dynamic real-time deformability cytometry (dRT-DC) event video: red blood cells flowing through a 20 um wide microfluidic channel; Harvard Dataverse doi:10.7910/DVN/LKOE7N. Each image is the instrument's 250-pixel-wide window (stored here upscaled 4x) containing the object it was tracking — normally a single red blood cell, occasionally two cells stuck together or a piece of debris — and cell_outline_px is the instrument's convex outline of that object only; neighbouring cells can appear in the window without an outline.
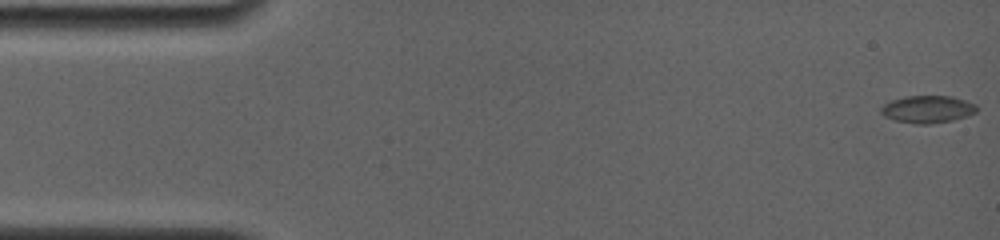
{"species": "common noctule bat (a hibernating species)", "species_latin": "Nyctalus noctula", "temperature_condition": "room temperature", "stored_images_in_passage": 15, "camera_frame_rate_fps": 4000, "um_per_image_px": 0.085, "animal": {"sex": "female", "body_mass_g": 19.0, "forearm_length_mm": 56.7}, "frame": {"image": 1, "passage_image": 1, "time_ms": 0.0, "image_size_px": [1000, 240], "cell_outline_px": [[976, 112], [968, 116], [952, 120], [928, 124], [916, 124], [896, 120], [884, 116], [880, 112], [880, 108], [884, 104], [892, 100], [904, 96], [952, 96], [976, 104]], "centroid_in_image_um": [78.84, 9.28], "position_along_channel_um": 6.2, "area_um2": 15.2}}
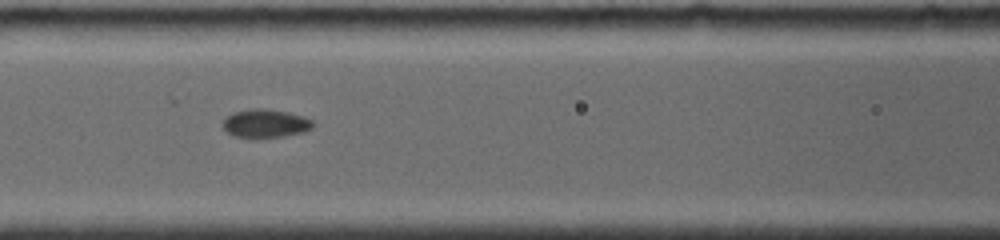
{"frame": {"image": 2, "passage_image": 9, "time_ms": 7.0, "image_size_px": [1000, 240], "cell_outline_px": [[316, 124], [312, 128], [304, 132], [284, 136], [232, 136], [224, 128], [224, 116], [232, 112], [252, 108], [264, 108], [288, 112], [304, 116], [312, 120]], "centroid_in_image_um": [22.59, 10.45], "position_along_channel_um": 144.0, "area_um2": 14.8}}
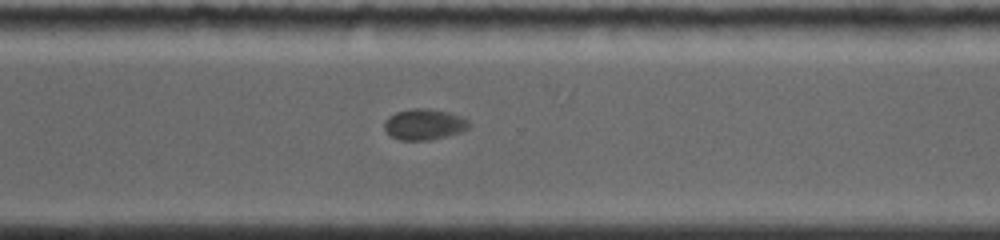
{"frame": {"image": 3, "passage_image": 15, "time_ms": 12.0, "image_size_px": [1000, 240], "cell_outline_px": [[472, 124], [468, 128], [460, 132], [448, 136], [428, 140], [400, 140], [392, 136], [384, 128], [384, 120], [388, 116], [396, 112], [412, 108], [428, 108], [448, 112], [460, 116], [468, 120]], "centroid_in_image_um": [36.06, 10.56], "position_along_channel_um": 334.5, "area_um2": 15.32}}